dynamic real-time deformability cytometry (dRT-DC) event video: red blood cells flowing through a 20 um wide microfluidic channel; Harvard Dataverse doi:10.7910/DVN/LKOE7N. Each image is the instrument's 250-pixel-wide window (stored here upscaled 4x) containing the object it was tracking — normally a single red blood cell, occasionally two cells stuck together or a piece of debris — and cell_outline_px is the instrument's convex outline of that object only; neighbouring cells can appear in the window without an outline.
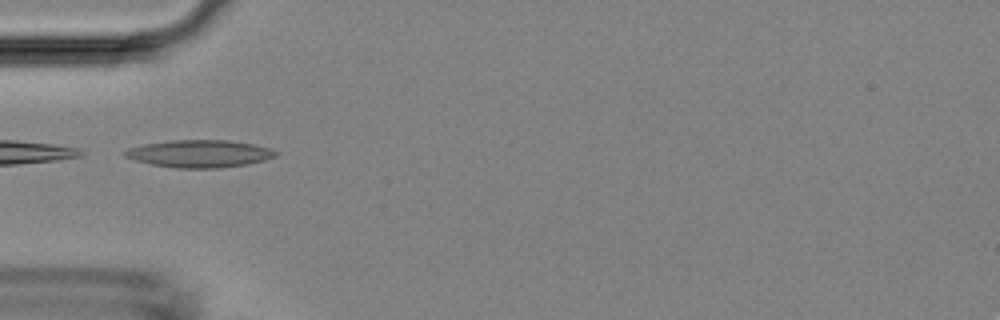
{"species": "Egyptian fruit bat (a non-hibernating species)", "species_latin": "Rousettus aegyptiacus", "temperature_condition": "room temperature", "stored_images_in_passage": 3, "camera_frame_rate_fps": 3000, "um_per_image_px": 0.085, "animal": {"sex": "female"}, "frame": {"image": 1, "passage_image": 2, "time_ms": 2.0, "image_size_px": [1000, 320], "cell_outline_px": [[280, 152], [276, 156], [264, 160], [248, 164], [220, 168], [176, 168], [152, 164], [136, 160], [124, 156], [124, 152], [128, 148], [144, 144], [168, 140], [228, 140], [252, 144], [268, 148]], "centroid_in_image_um": [16.97, 13.06], "position_along_channel_um": 68.0, "area_um2": 24.04}}